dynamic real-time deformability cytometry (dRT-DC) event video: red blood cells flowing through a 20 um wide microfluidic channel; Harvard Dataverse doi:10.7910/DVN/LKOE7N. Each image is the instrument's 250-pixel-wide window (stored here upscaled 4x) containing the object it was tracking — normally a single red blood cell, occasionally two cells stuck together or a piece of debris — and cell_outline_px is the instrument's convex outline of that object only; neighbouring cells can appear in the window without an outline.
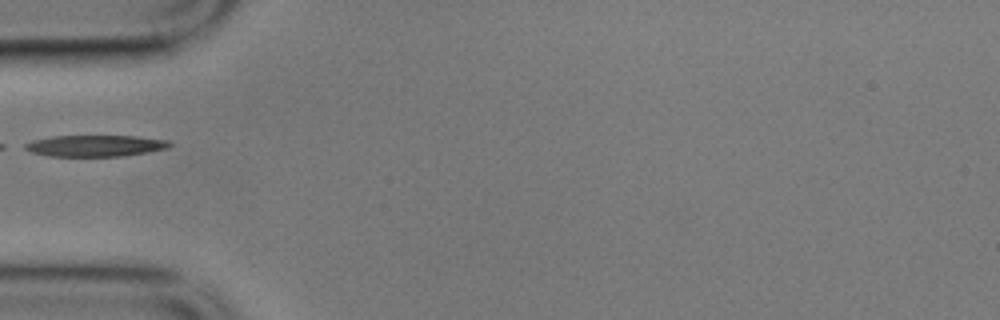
{"species": "common noctule bat (a hibernating species)", "species_latin": "Nyctalus noctula", "temperature_condition": "cold", "stored_images_in_passage": 33, "camera_frame_rate_fps": 3000, "um_per_image_px": 0.085, "animal": {"sex": "male", "body_mass_g": 17.9}, "frame": {"image": 1, "passage_image": 1, "time_ms": 0.0, "image_size_px": [1000, 320], "cell_outline_px": [[172, 144], [168, 148], [148, 152], [124, 156], [48, 156], [32, 152], [24, 148], [24, 144], [32, 140], [52, 136], [136, 136], [168, 140]], "centroid_in_image_um": [8.1, 12.39], "position_along_channel_um": 76.9, "area_um2": 18.03}}